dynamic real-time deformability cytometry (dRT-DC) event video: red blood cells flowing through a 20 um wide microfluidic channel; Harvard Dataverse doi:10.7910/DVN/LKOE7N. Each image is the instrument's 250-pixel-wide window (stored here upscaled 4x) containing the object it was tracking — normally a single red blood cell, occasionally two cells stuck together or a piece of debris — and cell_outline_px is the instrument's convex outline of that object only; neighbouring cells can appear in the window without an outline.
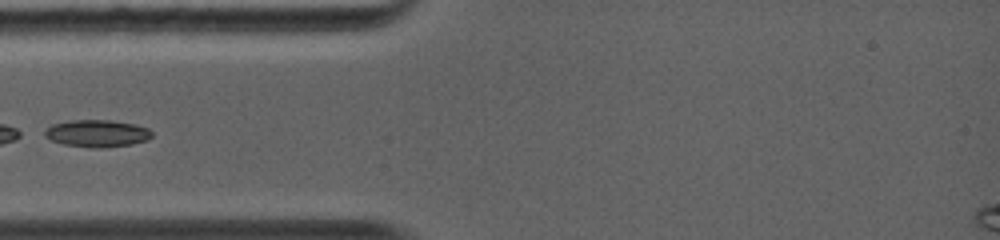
{"species": "common noctule bat (a hibernating species)", "species_latin": "Nyctalus noctula", "temperature_condition": "warm", "stored_images_in_passage": 23, "camera_frame_rate_fps": 5000, "um_per_image_px": 0.085, "animal": {"sex": "female", "body_mass_g": 19.0, "forearm_length_mm": 56.7}, "frame": {"image": 1, "passage_image": 1, "time_ms": 0.0, "image_size_px": [1000, 240], "cell_outline_px": [[152, 136], [148, 140], [132, 144], [100, 148], [92, 148], [64, 144], [52, 140], [44, 136], [44, 132], [52, 124], [68, 120], [112, 120], [132, 124], [148, 128], [152, 132]], "centroid_in_image_um": [8.25, 11.34], "position_along_channel_um": 76.7, "area_um2": 16.94}}